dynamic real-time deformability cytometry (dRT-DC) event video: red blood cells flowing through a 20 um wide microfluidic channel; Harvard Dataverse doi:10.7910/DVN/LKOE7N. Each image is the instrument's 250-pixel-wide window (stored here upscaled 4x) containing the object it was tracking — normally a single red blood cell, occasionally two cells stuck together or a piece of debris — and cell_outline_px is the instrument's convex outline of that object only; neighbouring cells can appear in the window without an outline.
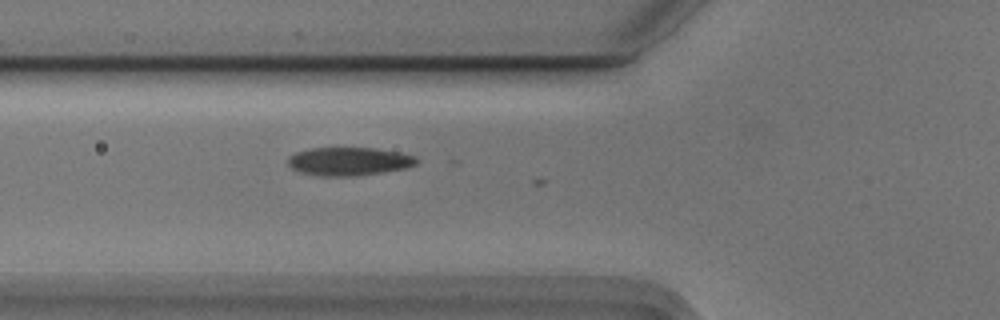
{"species": "Egyptian fruit bat (a non-hibernating species)", "species_latin": "Rousettus aegyptiacus", "temperature_condition": "cold", "stored_images_in_passage": 5, "camera_frame_rate_fps": 3000, "um_per_image_px": 0.085, "animal": {"sex": "male"}, "frame": {"image": 1, "passage_image": 2, "time_ms": 0.333, "image_size_px": [1000, 320], "cell_outline_px": [[420, 160], [416, 164], [404, 168], [384, 172], [356, 176], [320, 176], [300, 172], [292, 168], [288, 164], [288, 156], [296, 152], [312, 148], [376, 148], [400, 152], [416, 156]], "centroid_in_image_um": [29.68, 13.71], "position_along_channel_um": 96.1, "area_um2": 21.33}}